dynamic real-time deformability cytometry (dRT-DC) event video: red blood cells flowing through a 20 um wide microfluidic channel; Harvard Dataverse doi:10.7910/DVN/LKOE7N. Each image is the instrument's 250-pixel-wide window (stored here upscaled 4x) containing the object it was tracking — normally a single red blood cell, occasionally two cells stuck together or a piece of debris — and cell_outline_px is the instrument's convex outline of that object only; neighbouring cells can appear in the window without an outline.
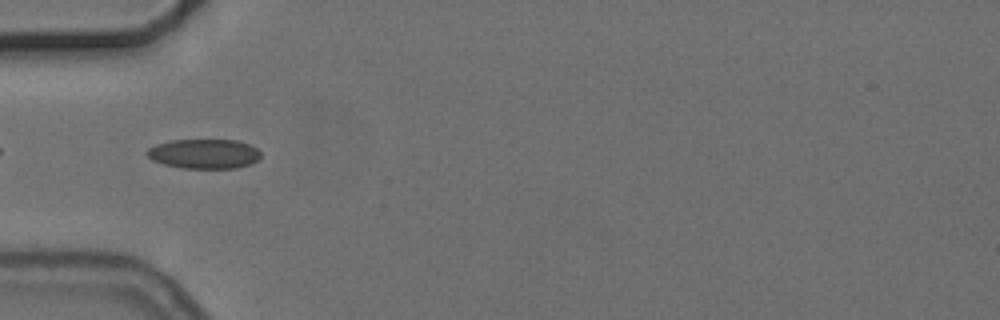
{"species": "common noctule bat (a hibernating species)", "species_latin": "Nyctalus noctula", "temperature_condition": "cold", "stored_images_in_passage": 6, "camera_frame_rate_fps": 3000, "um_per_image_px": 0.085, "animal": {"sex": "female", "body_mass_g": 24.6, "forearm_length_mm": 56.2}, "frame": {"image": 1, "passage_image": 5, "time_ms": 4.667, "image_size_px": [1000, 320], "cell_outline_px": [[260, 156], [252, 164], [236, 168], [180, 168], [164, 164], [152, 160], [144, 152], [148, 148], [156, 144], [172, 140], [236, 140], [248, 144], [256, 148], [260, 152]], "centroid_in_image_um": [17.32, 13.07], "position_along_channel_um": 67.7, "area_um2": 19.65}}
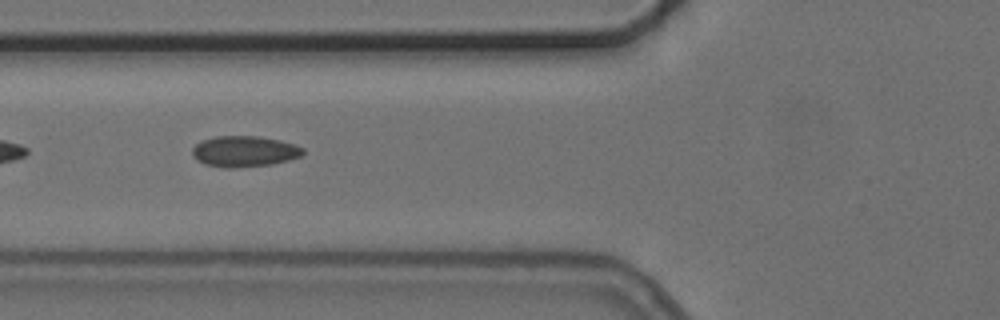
{"frame": {"image": 2, "passage_image": 6, "time_ms": 5.667, "image_size_px": [1000, 320], "cell_outline_px": [[304, 152], [300, 156], [288, 160], [272, 164], [232, 168], [224, 168], [204, 164], [196, 160], [192, 156], [192, 148], [196, 144], [204, 140], [216, 136], [260, 136], [280, 140], [304, 148]], "centroid_in_image_um": [20.74, 12.87], "position_along_channel_um": 105.1, "area_um2": 19.94}}